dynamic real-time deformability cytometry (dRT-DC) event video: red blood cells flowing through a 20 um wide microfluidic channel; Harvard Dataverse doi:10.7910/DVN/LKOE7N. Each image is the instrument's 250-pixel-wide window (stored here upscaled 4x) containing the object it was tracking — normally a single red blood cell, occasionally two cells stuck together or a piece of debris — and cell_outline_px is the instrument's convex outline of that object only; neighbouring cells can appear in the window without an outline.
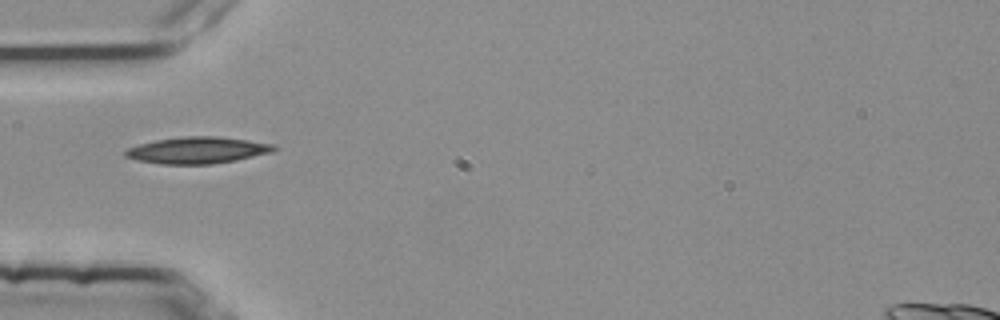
{"species": "common noctule bat (a hibernating species)", "species_latin": "Nyctalus noctula", "temperature_condition": "room temperature", "stored_images_in_passage": 1, "camera_frame_rate_fps": 3000, "um_per_image_px": 0.085, "animal": {"sex": "female", "body_mass_g": 25.1}, "frame": {"image": 1, "passage_image": 1, "time_ms": 0.0, "image_size_px": [1000, 320], "cell_outline_px": [[276, 148], [272, 152], [236, 160], [212, 164], [160, 164], [136, 160], [124, 156], [124, 152], [128, 148], [140, 144], [156, 140], [180, 136], [216, 136], [248, 140], [276, 144]], "centroid_in_image_um": [16.78, 12.77], "position_along_channel_um": 68.2, "area_um2": 23.06}}